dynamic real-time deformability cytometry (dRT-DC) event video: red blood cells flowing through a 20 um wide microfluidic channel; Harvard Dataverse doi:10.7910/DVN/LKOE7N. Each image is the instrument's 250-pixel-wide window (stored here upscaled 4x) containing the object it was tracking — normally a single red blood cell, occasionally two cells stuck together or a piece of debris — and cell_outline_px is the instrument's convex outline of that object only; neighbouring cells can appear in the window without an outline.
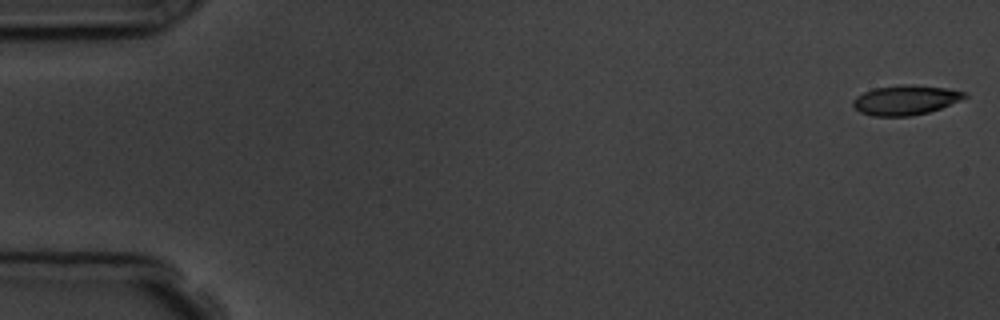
{"species": "common noctule bat (a hibernating species)", "species_latin": "Nyctalus noctula", "temperature_condition": "room temperature", "stored_images_in_passage": 9, "camera_frame_rate_fps": 3000, "um_per_image_px": 0.085, "animal": {"sex": "male", "body_mass_g": 19.5, "forearm_length_mm": 54.6}, "frame": {"image": 1, "passage_image": 1, "time_ms": 0.0, "image_size_px": [1000, 320], "cell_outline_px": [[968, 96], [960, 100], [940, 108], [928, 112], [912, 116], [872, 116], [860, 112], [852, 104], [852, 100], [856, 96], [864, 92], [876, 88], [900, 84], [908, 84], [944, 88], [964, 92]], "centroid_in_image_um": [76.93, 8.51], "position_along_channel_um": 8.1, "area_um2": 19.13}}
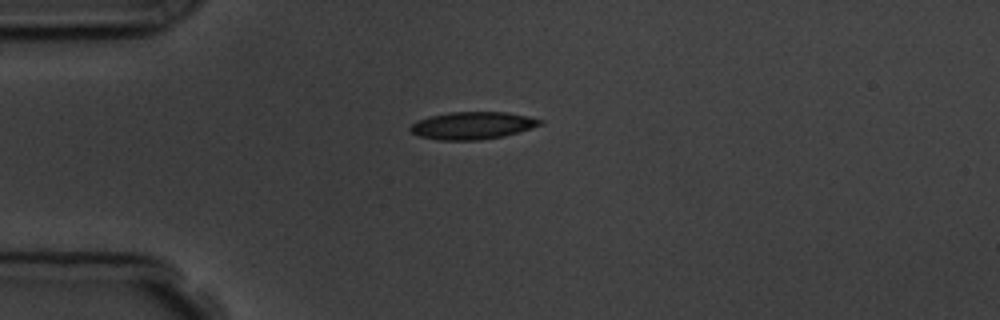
{"frame": {"image": 2, "passage_image": 4, "time_ms": 4.333, "image_size_px": [1000, 320], "cell_outline_px": [[544, 124], [520, 132], [504, 136], [480, 140], [436, 140], [416, 136], [408, 128], [412, 124], [428, 116], [448, 112], [504, 112], [528, 116], [544, 120]], "centroid_in_image_um": [40.17, 10.67], "position_along_channel_um": 44.8, "area_um2": 20.98}}